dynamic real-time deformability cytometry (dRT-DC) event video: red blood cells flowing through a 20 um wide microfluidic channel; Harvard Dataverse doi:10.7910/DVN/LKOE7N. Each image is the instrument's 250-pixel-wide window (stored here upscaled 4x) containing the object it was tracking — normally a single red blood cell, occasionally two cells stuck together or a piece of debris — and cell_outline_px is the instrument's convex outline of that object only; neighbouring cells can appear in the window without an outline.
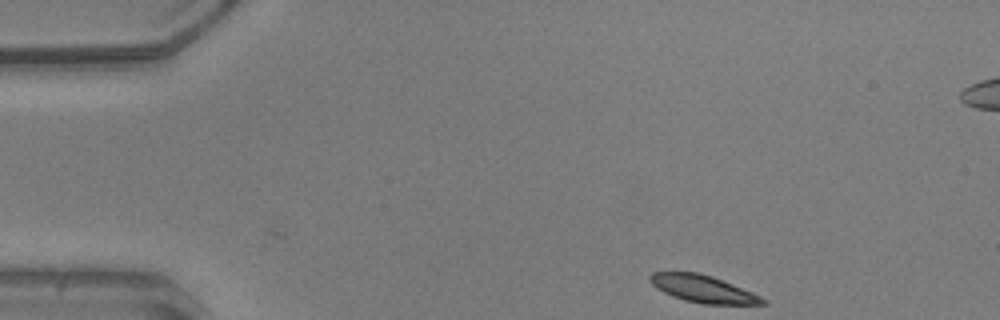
{"species": "common noctule bat (a hibernating species)", "species_latin": "Nyctalus noctula", "temperature_condition": "warm", "stored_images_in_passage": 46, "segment_of_instrument_passage": [1, 2], "camera_frame_rate_fps": 3000, "um_per_image_px": 0.085, "animal": {"sex": "male", "body_mass_g": 20.5, "forearm_length_mm": 52.5}, "frame": {"image": 1, "passage_image": 1, "time_ms": 0.0, "image_size_px": [1000, 320], "cell_outline_px": [[768, 304], [704, 304], [684, 300], [672, 296], [656, 288], [648, 280], [648, 276], [652, 272], [696, 272], [712, 276], [752, 292], [768, 300]], "centroid_in_image_um": [59.74, 24.55], "position_along_channel_um": 25.3, "area_um2": 17.86}}
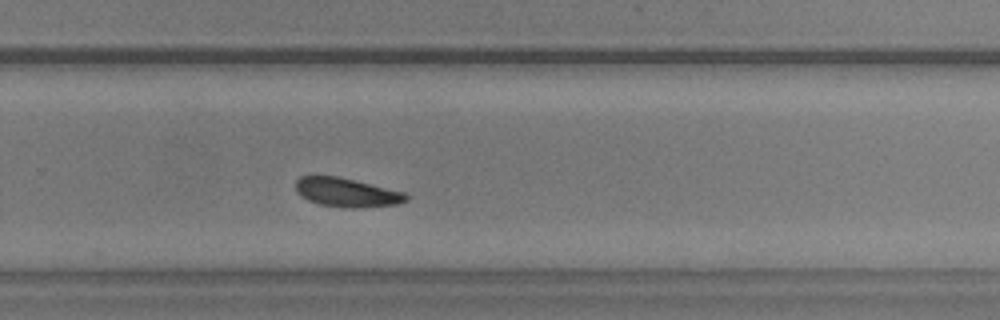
{"frame": {"image": 2, "passage_image": 28, "time_ms": 9.0, "image_size_px": [1000, 320], "cell_outline_px": [[408, 200], [400, 204], [356, 208], [344, 208], [320, 204], [308, 200], [300, 196], [296, 192], [296, 180], [300, 176], [336, 176], [404, 192], [408, 196]], "centroid_in_image_um": [29.46, 16.37], "position_along_channel_um": 300.3, "area_um2": 18.55}}
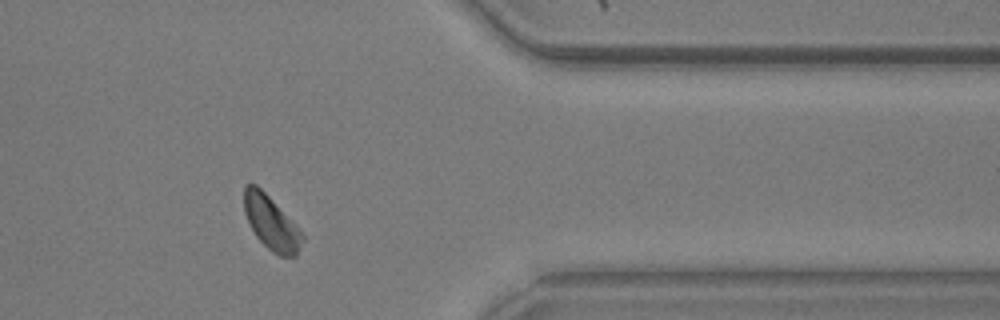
{"frame": {"image": 3, "passage_image": 36, "time_ms": 11.667, "image_size_px": [1000, 320], "cell_outline_px": [[304, 240], [296, 256], [280, 256], [272, 252], [256, 236], [244, 212], [244, 184], [256, 184], [296, 224], [304, 236]], "centroid_in_image_um": [23.07, 18.95], "position_along_channel_um": 388.3, "area_um2": 18.03}}